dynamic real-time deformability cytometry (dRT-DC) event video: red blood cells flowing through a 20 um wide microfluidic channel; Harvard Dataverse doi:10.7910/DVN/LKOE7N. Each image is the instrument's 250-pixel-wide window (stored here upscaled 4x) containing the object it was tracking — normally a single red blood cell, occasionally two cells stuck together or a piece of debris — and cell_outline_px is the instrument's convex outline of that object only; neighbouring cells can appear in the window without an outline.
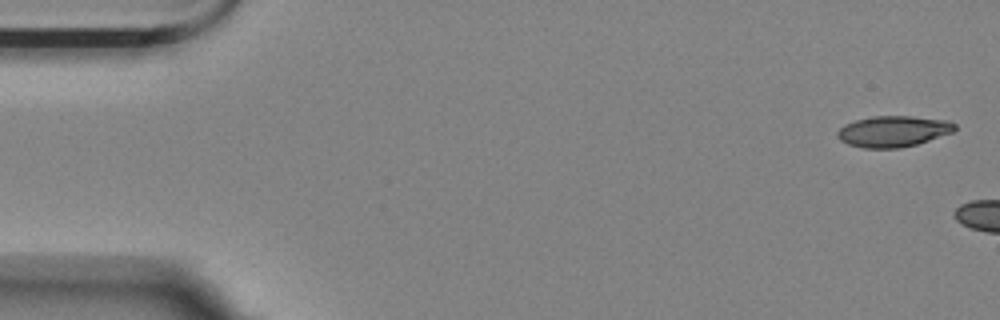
{"species": "Egyptian fruit bat (a non-hibernating species)", "species_latin": "Rousettus aegyptiacus", "temperature_condition": "room temperature", "stored_images_in_passage": 2, "camera_frame_rate_fps": 3000, "um_per_image_px": 0.085, "animal": {"sex": "female"}, "frame": {"image": 1, "passage_image": 1, "time_ms": 0.0, "image_size_px": [1000, 320], "cell_outline_px": [[956, 128], [952, 132], [916, 144], [900, 148], [864, 148], [848, 144], [840, 140], [836, 136], [836, 132], [844, 124], [856, 120], [872, 116], [912, 116], [948, 120], [956, 124]], "centroid_in_image_um": [75.9, 11.16], "position_along_channel_um": 9.1, "area_um2": 21.21}}